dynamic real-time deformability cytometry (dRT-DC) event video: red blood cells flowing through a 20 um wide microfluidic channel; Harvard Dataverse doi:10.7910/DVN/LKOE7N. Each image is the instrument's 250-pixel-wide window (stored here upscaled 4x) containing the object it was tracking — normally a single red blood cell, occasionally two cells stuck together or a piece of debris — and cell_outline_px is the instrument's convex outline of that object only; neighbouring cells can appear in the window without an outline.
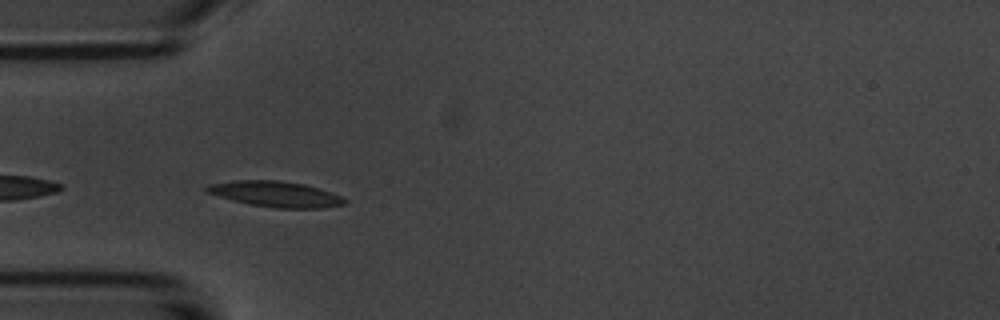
{"species": "common noctule bat (a hibernating species)", "species_latin": "Nyctalus noctula", "temperature_condition": "room temperature", "stored_images_in_passage": 6, "camera_frame_rate_fps": 3000, "um_per_image_px": 0.085, "animal": {"sex": "male", "body_mass_g": 20.1, "forearm_length_mm": 53.5}, "frame": {"image": 1, "passage_image": 5, "time_ms": 4.667, "image_size_px": [1000, 320], "cell_outline_px": [[348, 200], [344, 204], [320, 208], [276, 208], [252, 204], [232, 200], [208, 192], [204, 188], [208, 184], [236, 180], [280, 180], [304, 184], [340, 196]], "centroid_in_image_um": [23.41, 16.49], "position_along_channel_um": 61.6, "area_um2": 20.23}}
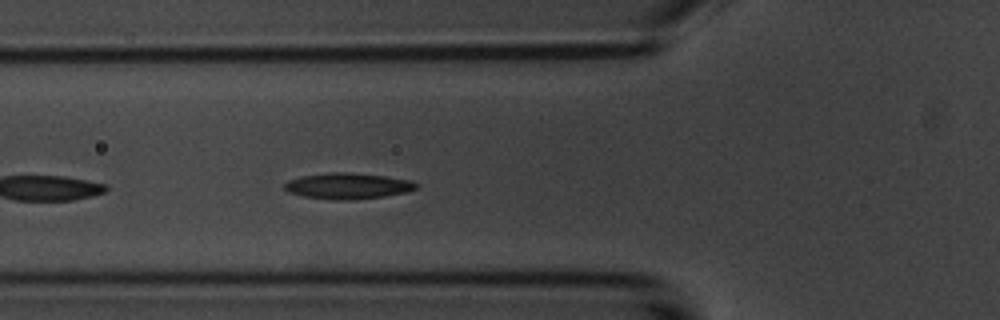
{"frame": {"image": 2, "passage_image": 6, "time_ms": 5.667, "image_size_px": [1000, 320], "cell_outline_px": [[420, 184], [416, 188], [408, 192], [384, 196], [348, 200], [332, 200], [304, 196], [288, 192], [284, 188], [284, 184], [288, 180], [300, 176], [328, 172], [348, 172], [384, 176], [408, 180]], "centroid_in_image_um": [29.54, 15.8], "position_along_channel_um": 96.3, "area_um2": 19.94}}